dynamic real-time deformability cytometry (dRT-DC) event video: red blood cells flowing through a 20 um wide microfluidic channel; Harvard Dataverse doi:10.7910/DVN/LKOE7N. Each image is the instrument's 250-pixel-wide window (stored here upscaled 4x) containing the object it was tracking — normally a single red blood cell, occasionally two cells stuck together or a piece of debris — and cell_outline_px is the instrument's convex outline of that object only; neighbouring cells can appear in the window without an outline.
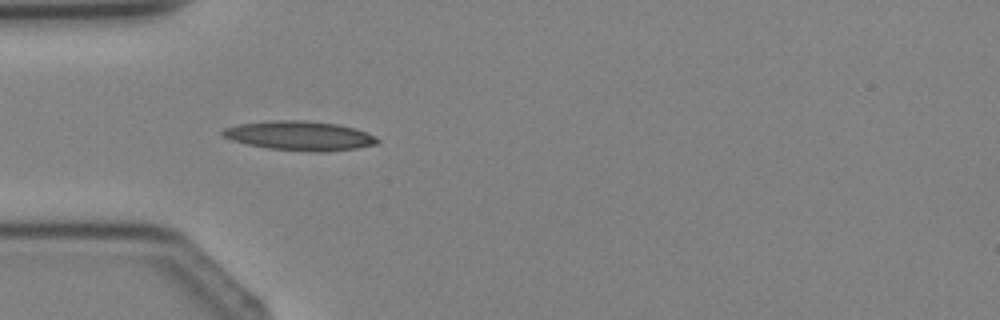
{"species": "Egyptian fruit bat (a non-hibernating species)", "species_latin": "Rousettus aegyptiacus", "temperature_condition": "cold", "stored_images_in_passage": 4, "camera_frame_rate_fps": 3000, "um_per_image_px": 0.085, "animal": {"sex": "female"}, "frame": {"image": 1, "passage_image": 3, "time_ms": 2.333, "image_size_px": [1000, 320], "cell_outline_px": [[380, 140], [376, 144], [356, 148], [324, 152], [308, 152], [268, 148], [248, 144], [232, 140], [224, 136], [220, 132], [224, 128], [240, 124], [268, 120], [308, 120], [336, 124], [356, 128], [376, 136]], "centroid_in_image_um": [25.49, 11.53], "position_along_channel_um": 59.5, "area_um2": 26.53}}
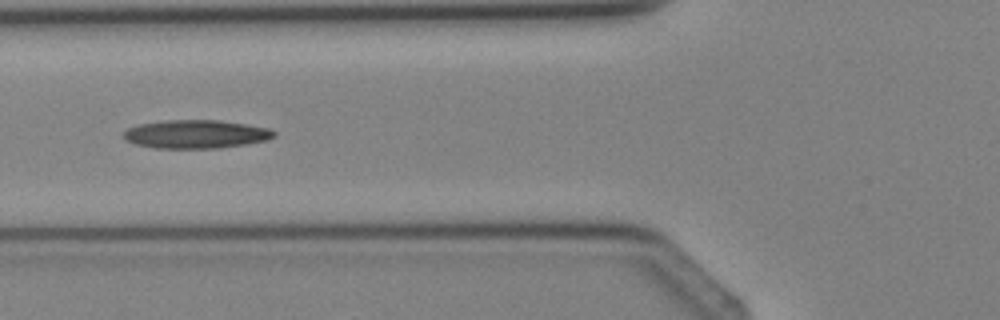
{"frame": {"image": 2, "passage_image": 4, "time_ms": 3.333, "image_size_px": [1000, 320], "cell_outline_px": [[276, 136], [264, 140], [244, 144], [216, 148], [156, 148], [136, 144], [128, 140], [124, 136], [124, 132], [128, 128], [140, 124], [164, 120], [220, 120], [272, 128], [276, 132]], "centroid_in_image_um": [16.69, 11.39], "position_along_channel_um": 109.1, "area_um2": 24.74}}